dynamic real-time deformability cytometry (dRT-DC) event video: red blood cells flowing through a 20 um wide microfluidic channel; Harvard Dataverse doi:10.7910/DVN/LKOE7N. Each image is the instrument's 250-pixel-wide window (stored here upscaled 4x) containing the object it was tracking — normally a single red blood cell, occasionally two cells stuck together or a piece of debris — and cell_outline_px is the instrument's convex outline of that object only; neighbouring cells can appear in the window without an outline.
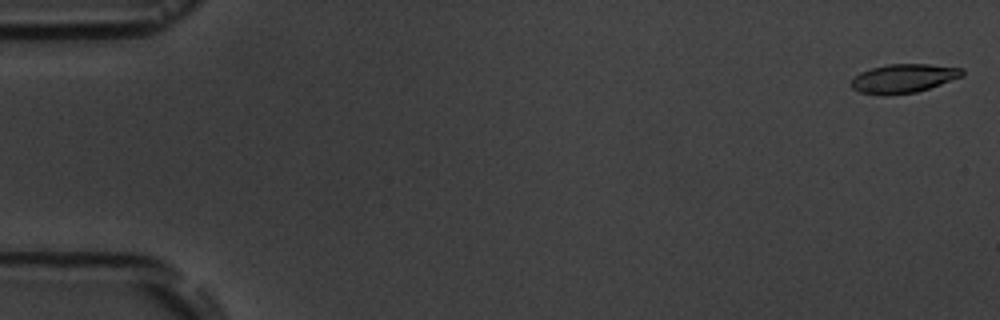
{"species": "common noctule bat (a hibernating species)", "species_latin": "Nyctalus noctula", "temperature_condition": "room temperature", "stored_images_in_passage": 15, "camera_frame_rate_fps": 3000, "um_per_image_px": 0.085, "animal": {"sex": "male", "body_mass_g": 19.5, "forearm_length_mm": 54.6}, "frame": {"image": 1, "passage_image": 1, "time_ms": 0.0, "image_size_px": [1000, 320], "cell_outline_px": [[964, 76], [916, 92], [884, 96], [860, 92], [852, 88], [852, 80], [860, 72], [872, 68], [888, 64], [928, 64], [964, 68]], "centroid_in_image_um": [76.82, 6.66], "position_along_channel_um": 8.2, "area_um2": 18.61}}
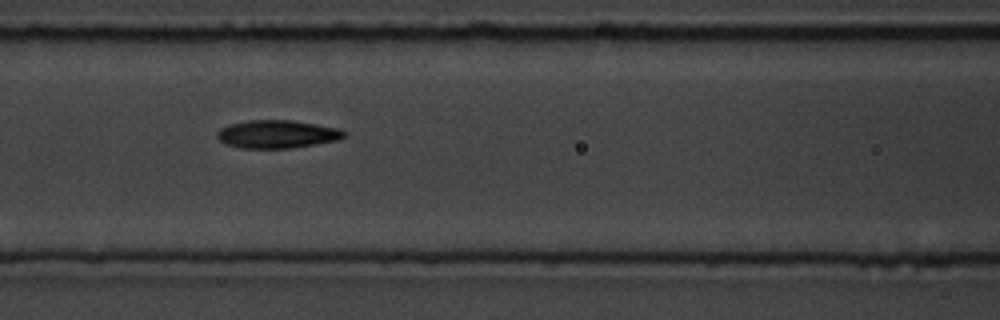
{"frame": {"image": 2, "passage_image": 7, "time_ms": 7.667, "image_size_px": [1000, 320], "cell_outline_px": [[344, 136], [336, 140], [316, 144], [292, 148], [240, 148], [224, 144], [216, 136], [216, 132], [220, 128], [228, 124], [248, 120], [292, 120], [340, 128], [344, 132]], "centroid_in_image_um": [23.5, 11.4], "position_along_channel_um": 143.1, "area_um2": 20.81}}
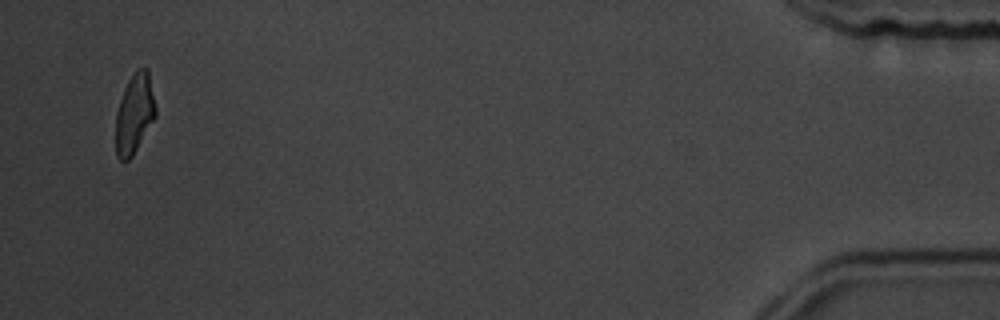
{"frame": {"image": 3, "passage_image": 15, "time_ms": 17.667, "image_size_px": [1000, 320], "cell_outline_px": [[156, 116], [132, 156], [128, 160], [120, 160], [116, 156], [116, 112], [124, 88], [128, 80], [136, 68], [148, 68], [156, 108]], "centroid_in_image_um": [11.43, 9.64], "position_along_channel_um": 423.8, "area_um2": 18.5}, "authors_computed_cell_mechanics": {"area_um2": 19.941, "velocity_mm_per_s": 3.6621, "shape_relaxation_time_tau1_ms": 6.416, "shape_relaxation_time_tau2_ms": 2.934, "deformation_change_tau1": 0.1766, "deformation_change_tau2": 0.0969}}